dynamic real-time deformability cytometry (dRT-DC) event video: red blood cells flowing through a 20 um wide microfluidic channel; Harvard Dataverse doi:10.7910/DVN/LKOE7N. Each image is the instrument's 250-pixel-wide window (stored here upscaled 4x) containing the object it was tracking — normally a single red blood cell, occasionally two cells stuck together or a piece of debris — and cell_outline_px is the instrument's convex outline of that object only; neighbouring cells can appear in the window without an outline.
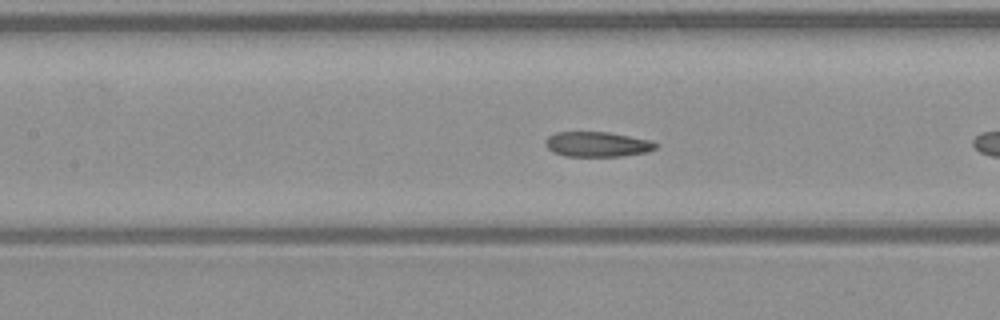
{"species": "common noctule bat (a hibernating species)", "species_latin": "Nyctalus noctula", "temperature_condition": "warm", "stored_images_in_passage": 10, "camera_frame_rate_fps": 3000, "um_per_image_px": 0.085, "animal": {"sex": "male", "body_mass_g": 23.1, "forearm_length_mm": 52.7}, "frame": {"image": 1, "passage_image": 9, "time_ms": 2.667, "image_size_px": [1000, 320], "cell_outline_px": [[660, 144], [656, 148], [648, 152], [624, 156], [564, 156], [552, 152], [544, 144], [544, 140], [548, 136], [556, 132], [608, 132], [652, 140]], "centroid_in_image_um": [50.78, 12.26], "position_along_channel_um": 156.6, "area_um2": 16.36}}